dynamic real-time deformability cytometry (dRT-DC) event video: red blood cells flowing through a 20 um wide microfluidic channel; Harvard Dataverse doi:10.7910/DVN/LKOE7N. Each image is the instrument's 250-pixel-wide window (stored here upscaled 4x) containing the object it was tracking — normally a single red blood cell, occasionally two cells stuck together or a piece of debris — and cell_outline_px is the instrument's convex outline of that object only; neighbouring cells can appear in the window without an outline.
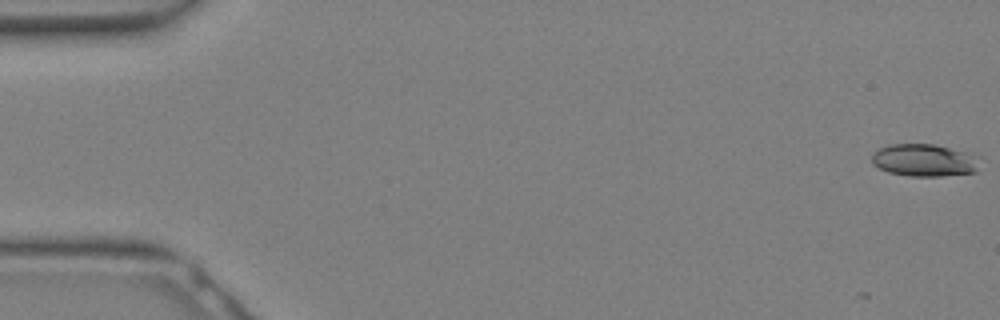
{"species": "Egyptian fruit bat (a non-hibernating species)", "species_latin": "Rousettus aegyptiacus", "temperature_condition": "warm", "stored_images_in_passage": 7, "camera_frame_rate_fps": 3000, "um_per_image_px": 0.085, "animal": {"sex": "female"}, "frame": {"image": 1, "passage_image": 1, "time_ms": 0.0, "image_size_px": [1000, 320], "cell_outline_px": [[980, 156], [976, 172], [940, 176], [908, 176], [888, 172], [872, 164], [872, 152], [888, 144], [932, 144]], "centroid_in_image_um": [78.54, 13.62], "position_along_channel_um": 6.5, "area_um2": 20.35}}